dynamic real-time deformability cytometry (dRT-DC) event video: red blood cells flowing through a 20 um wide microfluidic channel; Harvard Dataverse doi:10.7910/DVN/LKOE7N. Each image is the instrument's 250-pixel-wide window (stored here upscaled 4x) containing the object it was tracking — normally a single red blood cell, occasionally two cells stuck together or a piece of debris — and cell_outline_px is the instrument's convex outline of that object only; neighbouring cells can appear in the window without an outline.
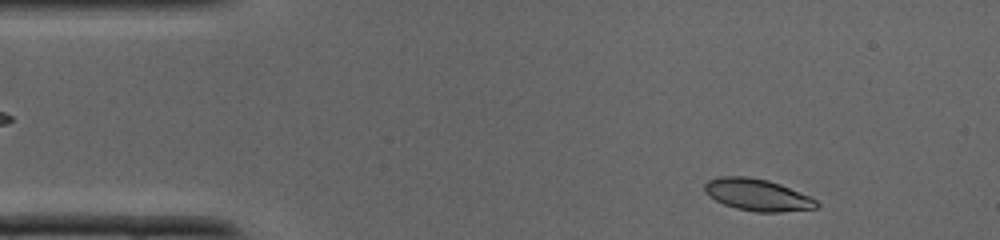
{"species": "common noctule bat (a hibernating species)", "species_latin": "Nyctalus noctula", "temperature_condition": "cold", "stored_images_in_passage": 34, "camera_frame_rate_fps": 3000, "um_per_image_px": 0.085, "animal": {"sex": "male", "body_mass_g": 19.0, "forearm_length_mm": 50.8}, "frame": {"image": 1, "passage_image": 2, "time_ms": 0.333, "image_size_px": [1000, 240], "cell_outline_px": [[820, 204], [816, 208], [780, 212], [756, 212], [736, 208], [724, 204], [708, 196], [704, 192], [704, 184], [708, 180], [720, 176], [748, 176], [768, 180], [780, 184], [808, 196], [816, 200]], "centroid_in_image_um": [64.34, 16.55], "position_along_channel_um": 20.7, "area_um2": 20.75}}
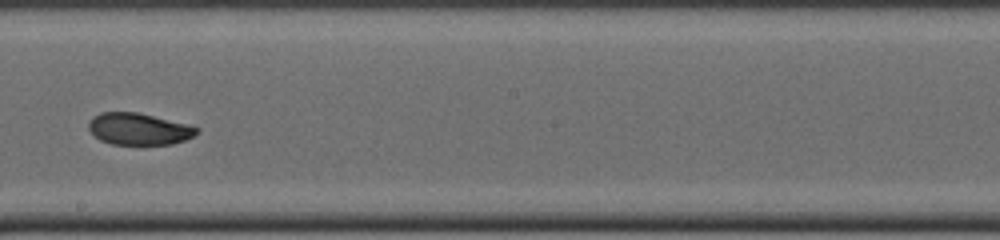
{"frame": {"image": 2, "passage_image": 18, "time_ms": 5.667, "image_size_px": [1000, 240], "cell_outline_px": [[200, 128], [192, 136], [184, 140], [172, 144], [112, 144], [100, 140], [88, 128], [88, 124], [92, 116], [100, 112], [136, 112], [192, 124]], "centroid_in_image_um": [11.81, 10.95], "position_along_channel_um": 236.4, "area_um2": 20.06}}
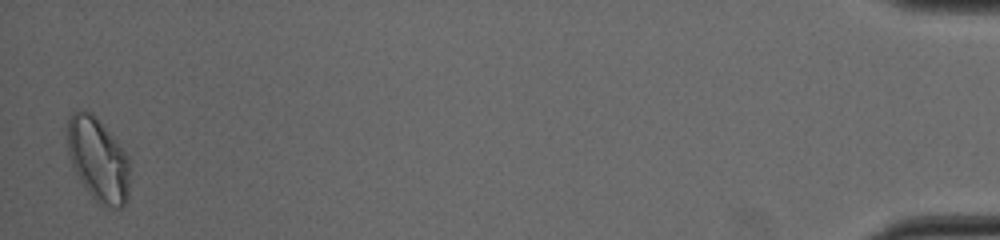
{"frame": {"image": 3, "passage_image": 34, "time_ms": 11.0, "image_size_px": [1000, 240], "cell_outline_px": [[128, 200], [120, 208], [100, 208], [88, 192], [80, 180], [68, 156], [64, 124], [68, 116], [72, 112], [92, 112], [116, 140], [128, 156]], "centroid_in_image_um": [8.29, 13.58], "position_along_channel_um": 426.9, "area_um2": 30.92}}